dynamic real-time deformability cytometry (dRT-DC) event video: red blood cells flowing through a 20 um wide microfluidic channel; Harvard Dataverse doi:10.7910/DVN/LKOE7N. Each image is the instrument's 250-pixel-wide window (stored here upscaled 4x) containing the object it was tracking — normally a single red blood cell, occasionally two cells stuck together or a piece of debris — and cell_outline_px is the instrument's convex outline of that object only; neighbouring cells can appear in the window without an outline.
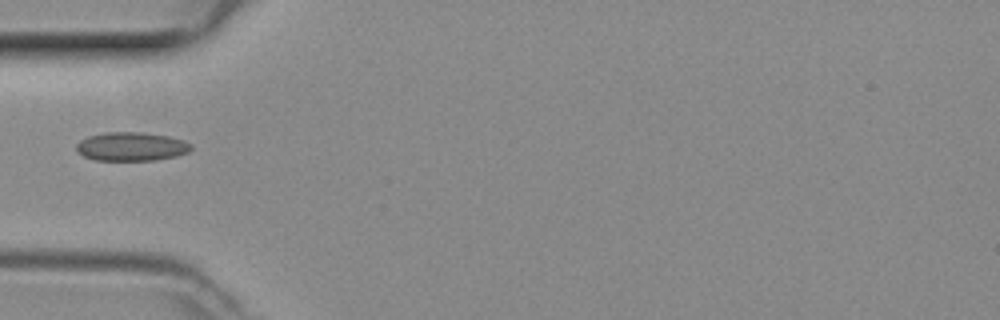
{"species": "common noctule bat (a hibernating species)", "species_latin": "Nyctalus noctula", "temperature_condition": "room temperature", "stored_images_in_passage": 34, "camera_frame_rate_fps": 3000, "um_per_image_px": 0.085, "animal": {"sex": "female", "body_mass_g": 29.2, "forearm_length_mm": 56.3}, "frame": {"image": 1, "passage_image": 1, "time_ms": 0.0, "image_size_px": [1000, 320], "cell_outline_px": [[192, 148], [188, 152], [176, 156], [156, 160], [96, 160], [84, 156], [76, 148], [76, 144], [80, 140], [88, 136], [104, 132], [140, 132], [168, 136], [184, 140], [192, 144]], "centroid_in_image_um": [11.18, 12.45], "position_along_channel_um": 73.8, "area_um2": 19.19}}
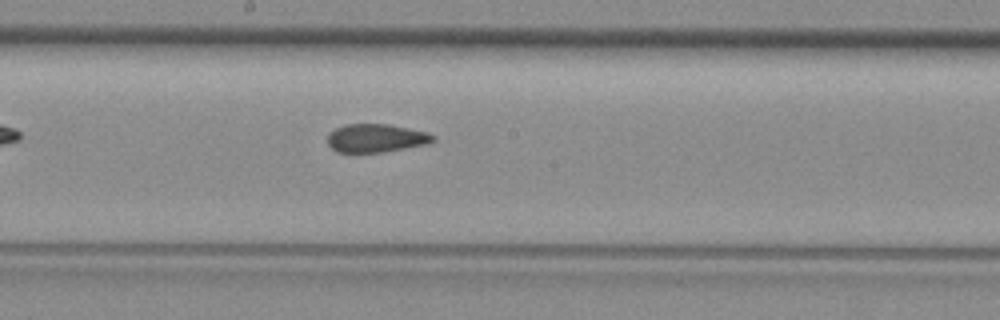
{"frame": {"image": 2, "passage_image": 11, "time_ms": 3.333, "image_size_px": [1000, 320], "cell_outline_px": [[436, 140], [428, 144], [384, 152], [336, 152], [328, 144], [328, 132], [344, 124], [388, 124], [428, 132], [436, 136]], "centroid_in_image_um": [31.98, 11.74], "position_along_channel_um": 216.2, "area_um2": 17.57}}
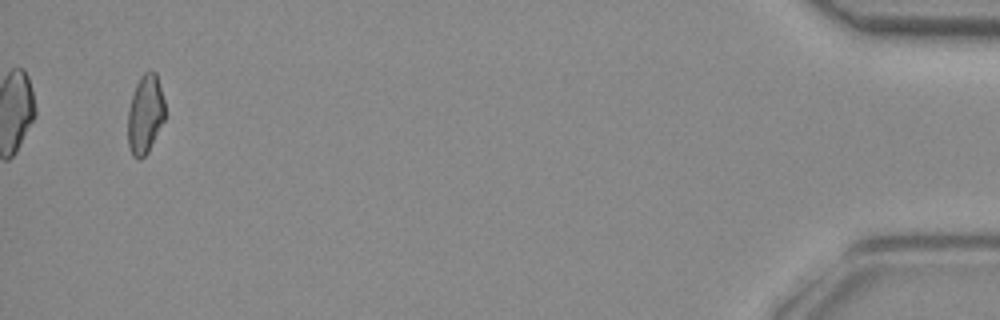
{"frame": {"image": 3, "passage_image": 32, "time_ms": 10.333, "image_size_px": [1000, 320], "cell_outline_px": [[164, 120], [148, 152], [140, 160], [136, 160], [132, 156], [128, 144], [128, 108], [136, 84], [140, 76], [144, 72], [156, 72], [164, 100]], "centroid_in_image_um": [12.33, 9.74], "position_along_channel_um": 422.9, "area_um2": 17.05}}